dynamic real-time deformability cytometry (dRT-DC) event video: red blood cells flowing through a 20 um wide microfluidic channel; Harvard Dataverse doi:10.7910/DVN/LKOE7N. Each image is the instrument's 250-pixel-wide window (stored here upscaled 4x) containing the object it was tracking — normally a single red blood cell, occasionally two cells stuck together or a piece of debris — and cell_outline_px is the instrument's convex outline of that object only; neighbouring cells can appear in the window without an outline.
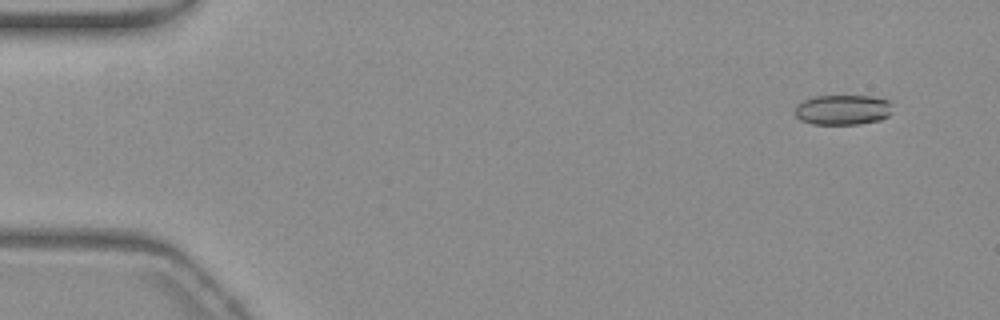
{"species": "common noctule bat (a hibernating species)", "species_latin": "Nyctalus noctula", "temperature_condition": "warm", "stored_images_in_passage": 23, "camera_frame_rate_fps": 3000, "um_per_image_px": 0.085, "animal": {"sex": "female", "body_mass_g": 19.3, "forearm_length_mm": 54.1}, "frame": {"image": 1, "passage_image": 5, "time_ms": 1.333, "image_size_px": [1000, 320], "cell_outline_px": [[892, 104], [888, 116], [880, 120], [860, 124], [812, 124], [800, 120], [796, 116], [796, 104], [804, 100], [816, 96], [872, 96], [888, 100]], "centroid_in_image_um": [71.63, 9.33], "position_along_channel_um": 13.4, "area_um2": 17.11}}
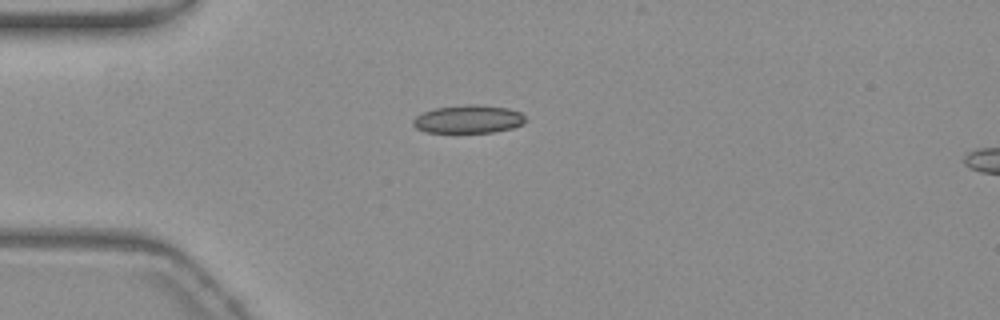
{"frame": {"image": 2, "passage_image": 16, "time_ms": 5.0, "image_size_px": [1000, 320], "cell_outline_px": [[528, 120], [524, 124], [512, 128], [492, 132], [424, 132], [416, 128], [412, 124], [412, 120], [416, 116], [424, 112], [436, 108], [468, 104], [472, 104], [508, 108], [520, 112]], "centroid_in_image_um": [39.83, 10.13], "position_along_channel_um": 45.2, "area_um2": 18.38}}
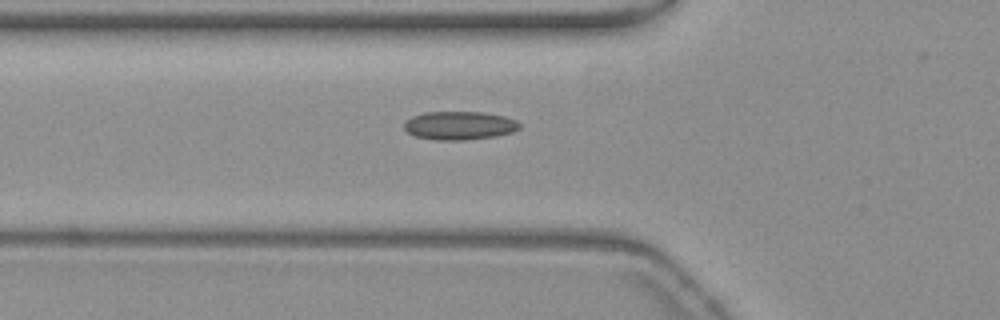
{"frame": {"image": 3, "passage_image": 21, "time_ms": 6.667, "image_size_px": [1000, 320], "cell_outline_px": [[520, 128], [512, 132], [496, 136], [464, 140], [436, 140], [416, 136], [408, 132], [404, 128], [404, 124], [412, 116], [424, 112], [480, 112], [504, 116], [516, 120], [520, 124]], "centroid_in_image_um": [39.06, 10.67], "position_along_channel_um": 86.7, "area_um2": 19.02}}